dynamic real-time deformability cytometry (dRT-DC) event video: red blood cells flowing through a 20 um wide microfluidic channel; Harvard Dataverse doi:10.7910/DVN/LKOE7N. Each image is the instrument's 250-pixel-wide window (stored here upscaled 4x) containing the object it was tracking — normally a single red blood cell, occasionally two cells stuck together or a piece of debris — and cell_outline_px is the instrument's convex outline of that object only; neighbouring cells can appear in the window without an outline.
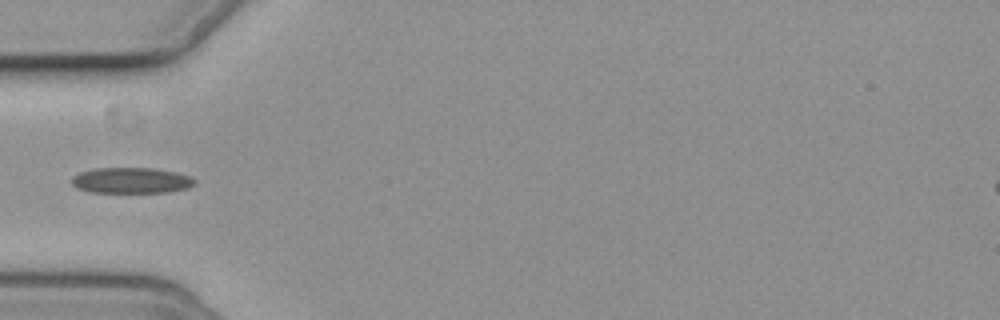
{"species": "common noctule bat (a hibernating species)", "species_latin": "Nyctalus noctula", "temperature_condition": "cold", "stored_images_in_passage": 5, "camera_frame_rate_fps": 3000, "um_per_image_px": 0.085, "animal": {"sex": "female", "body_mass_g": 19.3, "forearm_length_mm": 54.1}, "frame": {"image": 1, "passage_image": 5, "time_ms": 5.667, "image_size_px": [1000, 320], "cell_outline_px": [[196, 184], [188, 188], [168, 192], [88, 192], [76, 188], [72, 184], [72, 176], [80, 172], [96, 168], [156, 168], [176, 172], [192, 176], [196, 180]], "centroid_in_image_um": [11.18, 15.33], "position_along_channel_um": 73.8, "area_um2": 18.67}}